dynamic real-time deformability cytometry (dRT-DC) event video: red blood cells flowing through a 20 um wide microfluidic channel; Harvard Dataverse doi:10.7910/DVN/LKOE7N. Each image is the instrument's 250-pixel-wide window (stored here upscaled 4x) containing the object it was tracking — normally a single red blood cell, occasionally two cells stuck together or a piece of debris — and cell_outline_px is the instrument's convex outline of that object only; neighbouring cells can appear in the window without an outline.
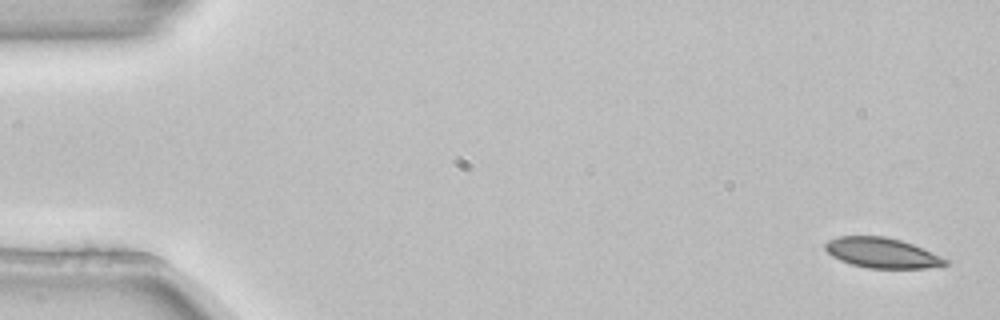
{"species": "common noctule bat (a hibernating species)", "species_latin": "Nyctalus noctula", "temperature_condition": "room temperature", "stored_images_in_passage": 3, "camera_frame_rate_fps": 3000, "um_per_image_px": 0.085, "animal": {"sex": "female", "body_mass_g": 22.7, "forearm_length_mm": 54.2}, "frame": {"image": 1, "passage_image": 1, "time_ms": 0.0, "image_size_px": [1000, 320], "cell_outline_px": [[948, 264], [944, 268], [868, 268], [852, 264], [840, 260], [832, 256], [824, 248], [824, 244], [828, 240], [840, 236], [884, 236], [900, 240], [912, 244], [948, 260]], "centroid_in_image_um": [74.98, 21.5], "position_along_channel_um": 10.0, "area_um2": 21.1}}
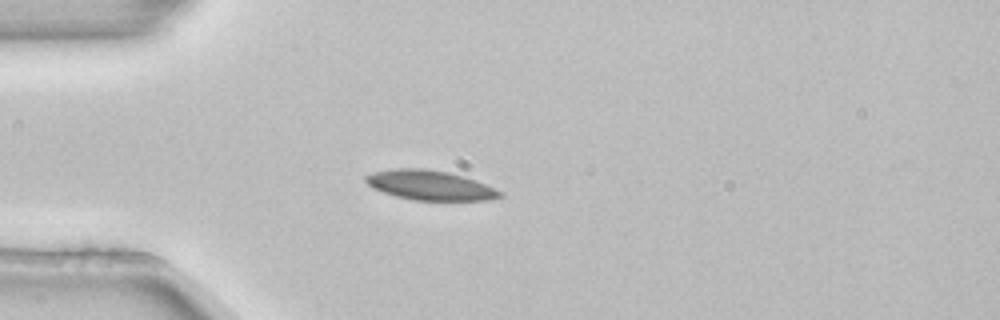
{"frame": {"image": 2, "passage_image": 3, "time_ms": 0.667, "image_size_px": [1000, 320], "cell_outline_px": [[504, 196], [488, 200], [412, 200], [396, 196], [372, 188], [364, 180], [364, 176], [372, 172], [396, 168], [424, 168], [448, 172], [464, 176], [476, 180], [504, 192]], "centroid_in_image_um": [36.56, 15.74], "position_along_channel_um": 48.4, "area_um2": 23.35}}